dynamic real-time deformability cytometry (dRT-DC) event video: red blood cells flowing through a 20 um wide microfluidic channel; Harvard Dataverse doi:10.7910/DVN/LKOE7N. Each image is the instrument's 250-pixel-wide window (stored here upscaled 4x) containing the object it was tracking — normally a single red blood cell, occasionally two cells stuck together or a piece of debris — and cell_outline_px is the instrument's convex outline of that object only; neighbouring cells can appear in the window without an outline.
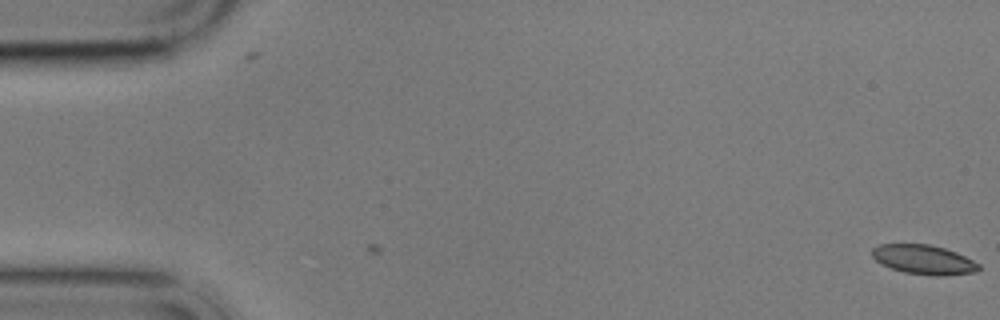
{"species": "common noctule bat (a hibernating species)", "species_latin": "Nyctalus noctula", "temperature_condition": "cold", "stored_images_in_passage": 2, "camera_frame_rate_fps": 3000, "um_per_image_px": 0.085, "animal": {"sex": "male", "body_mass_g": 17.9}, "frame": {"image": 1, "passage_image": 2, "time_ms": 1.0, "image_size_px": [1000, 320], "cell_outline_px": [[980, 268], [976, 272], [944, 276], [936, 276], [904, 272], [880, 264], [872, 256], [872, 248], [880, 244], [928, 244], [944, 248], [956, 252], [980, 264]], "centroid_in_image_um": [78.52, 22.07], "position_along_channel_um": 6.5, "area_um2": 18.26}}